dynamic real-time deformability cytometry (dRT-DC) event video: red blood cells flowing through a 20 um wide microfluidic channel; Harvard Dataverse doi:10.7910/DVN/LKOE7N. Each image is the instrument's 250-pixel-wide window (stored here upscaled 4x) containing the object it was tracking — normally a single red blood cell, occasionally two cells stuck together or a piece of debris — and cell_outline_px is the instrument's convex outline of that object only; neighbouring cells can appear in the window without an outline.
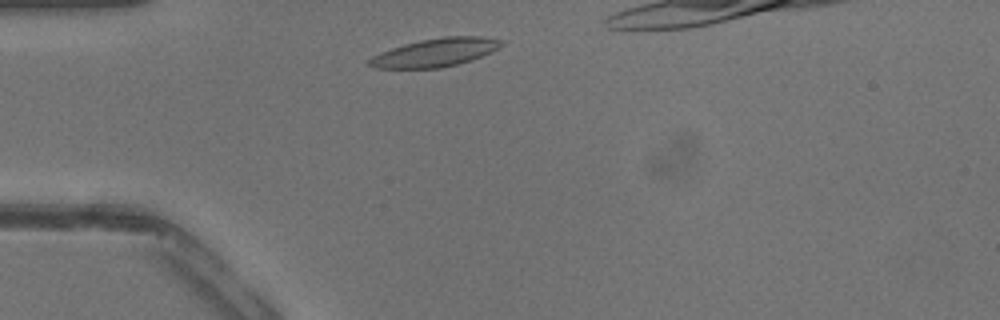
{"species": "common noctule bat (a hibernating species)", "species_latin": "Nyctalus noctula", "temperature_condition": "warm", "stored_images_in_passage": 24, "camera_frame_rate_fps": 3000, "um_per_image_px": 0.085, "animal": {"sex": "male", "body_mass_g": 13.3}, "frame": {"image": 1, "passage_image": 1, "time_ms": 0.0, "image_size_px": [1000, 320], "cell_outline_px": [[504, 44], [480, 56], [456, 64], [440, 68], [376, 68], [368, 64], [368, 60], [372, 56], [392, 48], [404, 44], [420, 40], [444, 36], [480, 36], [504, 40]], "centroid_in_image_um": [36.98, 4.45], "position_along_channel_um": 48.0, "area_um2": 21.39}}
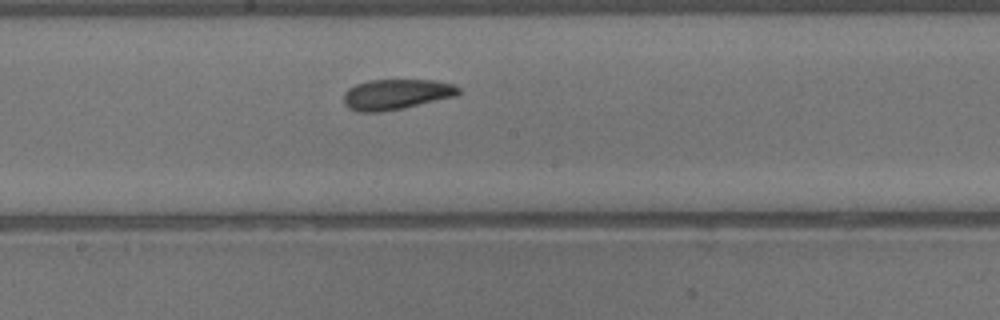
{"frame": {"image": 2, "passage_image": 12, "time_ms": 3.667, "image_size_px": [1000, 320], "cell_outline_px": [[460, 92], [456, 96], [404, 108], [380, 112], [356, 112], [348, 108], [344, 104], [344, 92], [348, 88], [356, 84], [368, 80], [432, 80], [452, 84], [460, 88]], "centroid_in_image_um": [33.64, 8.02], "position_along_channel_um": 214.6, "area_um2": 20.46}}
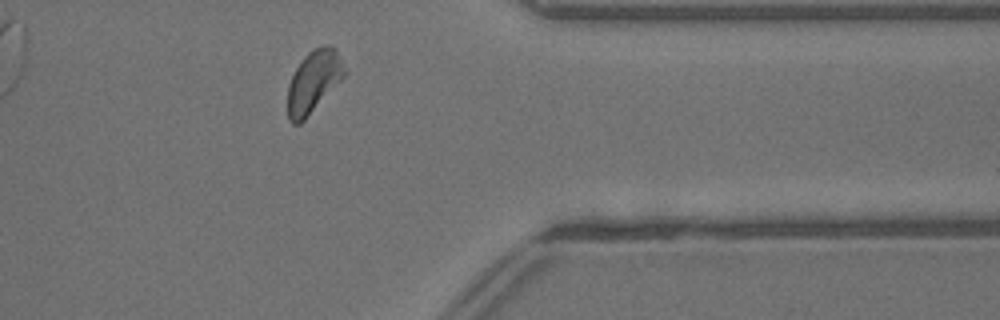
{"frame": {"image": 3, "passage_image": 23, "time_ms": 7.333, "image_size_px": [1000, 320], "cell_outline_px": [[344, 76], [304, 120], [300, 124], [292, 124], [288, 120], [288, 84], [296, 68], [304, 56], [308, 52], [320, 44], [324, 44], [336, 48], [344, 68]], "centroid_in_image_um": [26.62, 6.92], "position_along_channel_um": 384.8, "area_um2": 20.23}}